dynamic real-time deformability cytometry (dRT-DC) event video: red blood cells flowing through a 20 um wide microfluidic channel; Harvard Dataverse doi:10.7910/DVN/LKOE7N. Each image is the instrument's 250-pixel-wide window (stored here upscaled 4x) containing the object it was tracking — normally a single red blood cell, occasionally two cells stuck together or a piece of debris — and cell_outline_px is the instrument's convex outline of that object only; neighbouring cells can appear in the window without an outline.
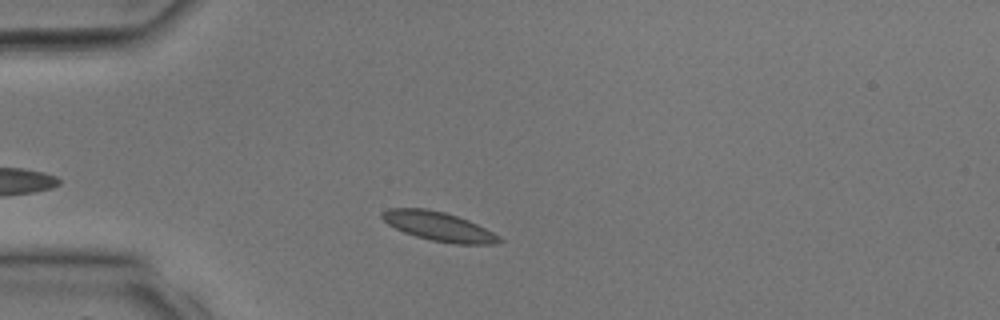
{"species": "common noctule bat (a hibernating species)", "species_latin": "Nyctalus noctula", "temperature_condition": "room temperature", "stored_images_in_passage": 24, "camera_frame_rate_fps": 3000, "um_per_image_px": 0.085, "animal": {"sex": "male", "body_mass_g": 17.9, "forearm_length_mm": 54.2}, "frame": {"image": 1, "passage_image": 4, "time_ms": 1.0, "image_size_px": [1000, 320], "cell_outline_px": [[504, 240], [496, 244], [456, 244], [432, 240], [416, 236], [404, 232], [388, 224], [380, 216], [380, 212], [388, 208], [424, 208], [444, 212], [468, 220], [500, 236]], "centroid_in_image_um": [37.28, 19.24], "position_along_channel_um": 47.7, "area_um2": 19.71}}
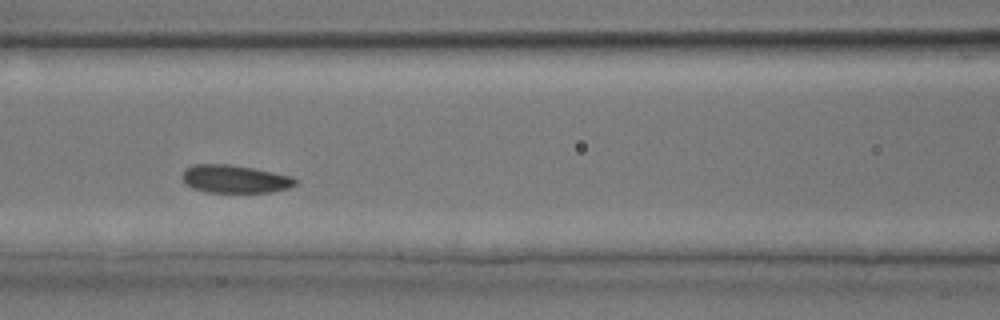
{"frame": {"image": 2, "passage_image": 10, "time_ms": 3.0, "image_size_px": [1000, 320], "cell_outline_px": [[296, 184], [288, 188], [272, 192], [208, 192], [192, 188], [184, 184], [180, 176], [184, 168], [192, 164], [228, 164], [252, 168], [292, 176], [296, 180]], "centroid_in_image_um": [19.89, 15.21], "position_along_channel_um": 146.7, "area_um2": 18.55}}
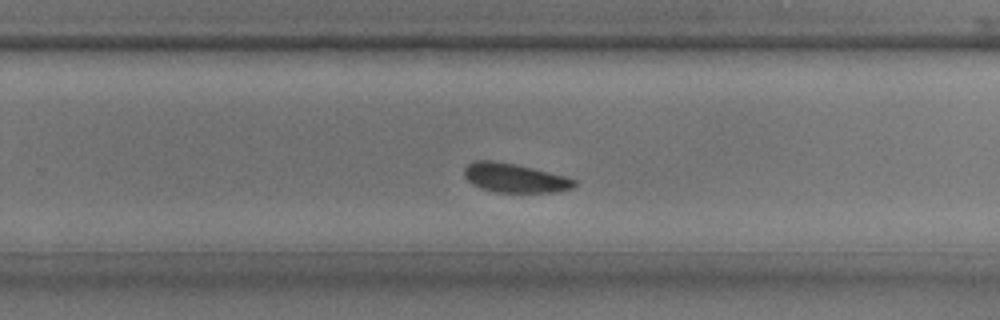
{"frame": {"image": 3, "passage_image": 17, "time_ms": 5.333, "image_size_px": [1000, 320], "cell_outline_px": [[576, 184], [572, 188], [556, 192], [496, 192], [480, 188], [472, 184], [464, 176], [464, 168], [472, 160], [496, 160], [516, 164], [568, 176], [576, 180]], "centroid_in_image_um": [43.74, 15.11], "position_along_channel_um": 286.1, "area_um2": 18.9}}